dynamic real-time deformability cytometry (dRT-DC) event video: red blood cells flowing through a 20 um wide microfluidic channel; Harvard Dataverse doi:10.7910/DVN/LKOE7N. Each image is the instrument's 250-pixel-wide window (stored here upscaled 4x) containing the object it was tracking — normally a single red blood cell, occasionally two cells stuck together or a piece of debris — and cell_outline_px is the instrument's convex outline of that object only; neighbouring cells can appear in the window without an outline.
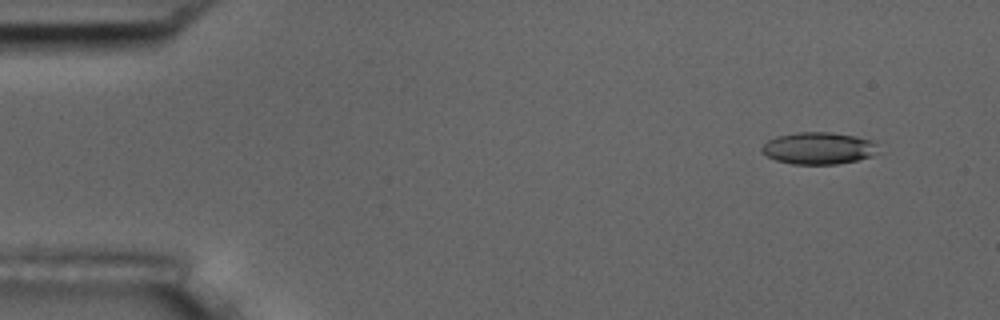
{"species": "common noctule bat (a hibernating species)", "species_latin": "Nyctalus noctula", "temperature_condition": "room temperature", "stored_images_in_passage": 52, "camera_frame_rate_fps": 3000, "um_per_image_px": 0.085, "animal": {"sex": "male", "body_mass_g": 17.5, "forearm_length_mm": 52.3}, "frame": {"image": 1, "passage_image": 2, "time_ms": 0.333, "image_size_px": [1000, 320], "cell_outline_px": [[876, 144], [872, 156], [856, 160], [836, 164], [792, 164], [776, 160], [768, 156], [760, 148], [768, 140], [776, 136], [796, 132], [832, 132], [856, 136], [872, 140]], "centroid_in_image_um": [69.54, 12.59], "position_along_channel_um": 15.5, "area_um2": 21.5}}
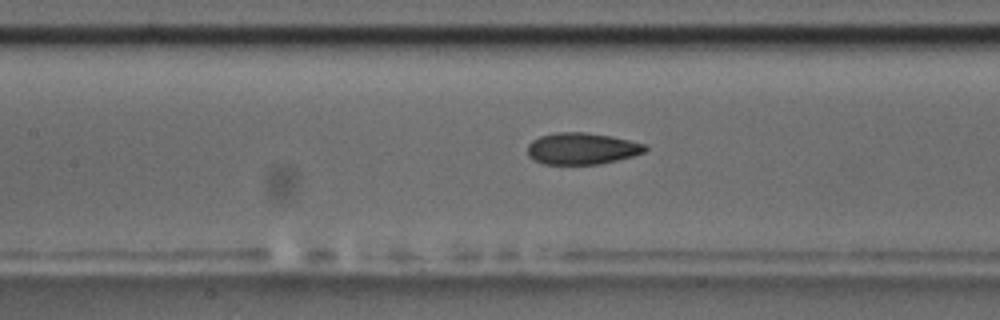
{"frame": {"image": 2, "passage_image": 22, "time_ms": 7.0, "image_size_px": [1000, 320], "cell_outline_px": [[648, 148], [644, 152], [632, 156], [600, 164], [544, 164], [528, 156], [528, 144], [532, 140], [540, 136], [556, 132], [584, 132], [612, 136], [648, 144]], "centroid_in_image_um": [49.48, 12.62], "position_along_channel_um": 157.9, "area_um2": 21.73}}
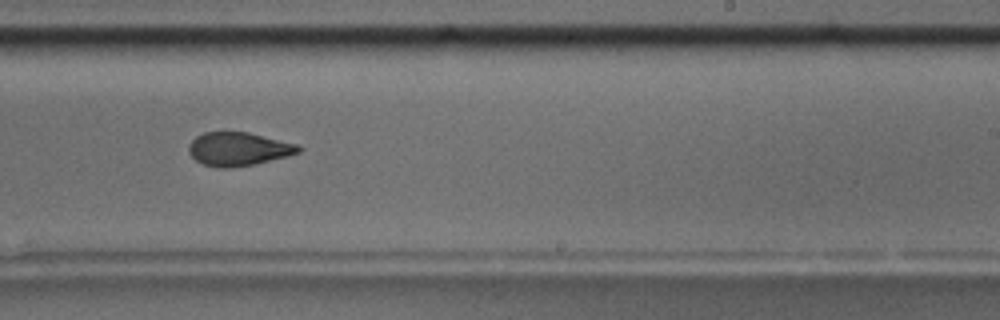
{"frame": {"image": 3, "passage_image": 31, "time_ms": 10.0, "image_size_px": [1000, 320], "cell_outline_px": [[304, 148], [300, 152], [288, 156], [252, 164], [232, 168], [216, 168], [204, 164], [196, 160], [188, 152], [188, 144], [196, 136], [204, 132], [248, 132], [300, 144]], "centroid_in_image_um": [20.29, 12.66], "position_along_channel_um": 268.7, "area_um2": 21.62}, "authors_computed_cell_mechanics": {"area_um2": 22.1663, "velocity_mm_per_s": 3.7116, "shape_relaxation_time_tau1_ms": 9.0277, "shape_relaxation_time_tau2_ms": 2.223, "deformation_change_tau1": 0.1645, "deformation_change_tau2": 0.0738}}